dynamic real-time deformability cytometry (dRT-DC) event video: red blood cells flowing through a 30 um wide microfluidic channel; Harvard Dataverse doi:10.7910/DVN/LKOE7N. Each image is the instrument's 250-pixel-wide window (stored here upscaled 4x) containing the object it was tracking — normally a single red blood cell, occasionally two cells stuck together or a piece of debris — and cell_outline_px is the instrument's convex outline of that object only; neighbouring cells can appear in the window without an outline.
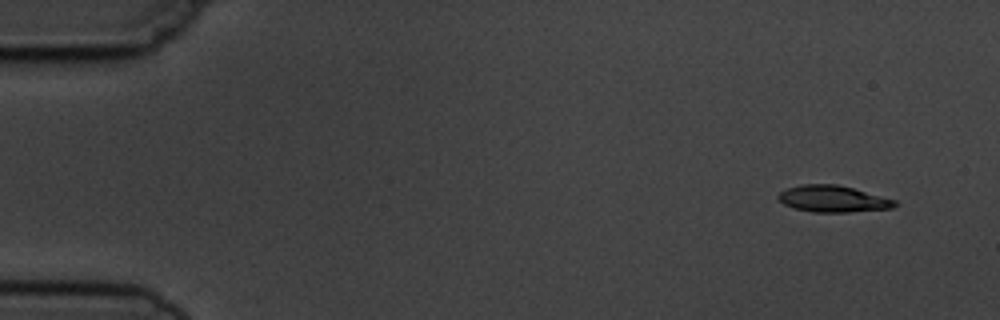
{"species": "common noctule bat (a hibernating species)", "species_latin": "Nyctalus noctula", "temperature_condition": "cold", "stored_images_in_passage": 4, "camera_frame_rate_fps": 3000, "um_per_image_px": 0.085, "animal": {"sex": "male", "body_mass_g": 19.5, "forearm_length_mm": 54.6}, "frame": {"image": 1, "passage_image": 1, "time_ms": 0.0, "image_size_px": [1000, 320], "cell_outline_px": [[900, 204], [892, 208], [848, 212], [812, 212], [792, 208], [784, 204], [776, 196], [780, 192], [788, 188], [800, 184], [836, 184], [852, 188], [896, 200]], "centroid_in_image_um": [70.79, 16.91], "position_along_channel_um": 14.2, "area_um2": 18.03}}